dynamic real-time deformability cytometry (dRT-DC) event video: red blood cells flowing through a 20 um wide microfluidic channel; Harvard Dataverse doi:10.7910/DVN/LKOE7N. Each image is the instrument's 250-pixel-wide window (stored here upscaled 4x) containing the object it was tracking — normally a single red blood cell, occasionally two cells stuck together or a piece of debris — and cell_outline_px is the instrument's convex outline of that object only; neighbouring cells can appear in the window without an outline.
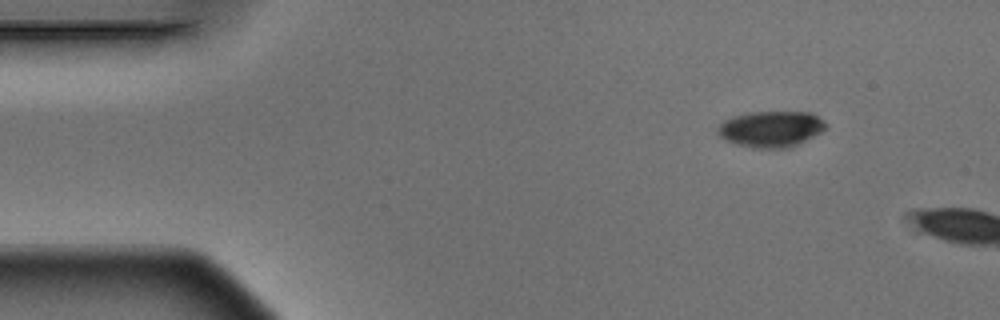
{"species": "Egyptian fruit bat (a non-hibernating species)", "species_latin": "Rousettus aegyptiacus", "temperature_condition": "warm", "stored_images_in_passage": 2, "camera_frame_rate_fps": 3000, "um_per_image_px": 0.085, "animal": {"sex": "male"}, "frame": {"image": 1, "passage_image": 1, "time_ms": 0.0, "image_size_px": [1000, 320], "cell_outline_px": [[828, 124], [820, 132], [796, 144], [784, 148], [752, 148], [736, 144], [724, 140], [716, 132], [716, 128], [724, 120], [736, 116], [752, 112], [812, 112], [824, 120]], "centroid_in_image_um": [65.5, 10.96], "position_along_channel_um": 19.5, "area_um2": 22.54}}